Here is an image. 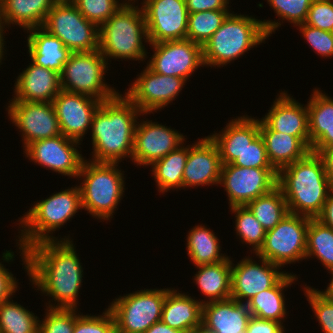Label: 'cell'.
I'll list each match as a JSON object with an SVG mask.
<instances>
[{
  "instance_id": "obj_1",
  "label": "cell",
  "mask_w": 333,
  "mask_h": 333,
  "mask_svg": "<svg viewBox=\"0 0 333 333\" xmlns=\"http://www.w3.org/2000/svg\"><path fill=\"white\" fill-rule=\"evenodd\" d=\"M72 242L68 236L40 241L27 249L18 245L29 280L58 303L49 301L47 308L77 309L83 269Z\"/></svg>"
},
{
  "instance_id": "obj_2",
  "label": "cell",
  "mask_w": 333,
  "mask_h": 333,
  "mask_svg": "<svg viewBox=\"0 0 333 333\" xmlns=\"http://www.w3.org/2000/svg\"><path fill=\"white\" fill-rule=\"evenodd\" d=\"M140 114L143 113L122 94L102 101L92 118L91 161L119 163L125 157L132 159L136 119Z\"/></svg>"
},
{
  "instance_id": "obj_3",
  "label": "cell",
  "mask_w": 333,
  "mask_h": 333,
  "mask_svg": "<svg viewBox=\"0 0 333 333\" xmlns=\"http://www.w3.org/2000/svg\"><path fill=\"white\" fill-rule=\"evenodd\" d=\"M277 186L282 190L291 214L317 218L333 188L322 158L310 151L302 159L278 172Z\"/></svg>"
},
{
  "instance_id": "obj_4",
  "label": "cell",
  "mask_w": 333,
  "mask_h": 333,
  "mask_svg": "<svg viewBox=\"0 0 333 333\" xmlns=\"http://www.w3.org/2000/svg\"><path fill=\"white\" fill-rule=\"evenodd\" d=\"M279 21L257 20L252 16L230 13L223 24L202 45L204 65L221 67L236 60L239 56L264 42Z\"/></svg>"
},
{
  "instance_id": "obj_5",
  "label": "cell",
  "mask_w": 333,
  "mask_h": 333,
  "mask_svg": "<svg viewBox=\"0 0 333 333\" xmlns=\"http://www.w3.org/2000/svg\"><path fill=\"white\" fill-rule=\"evenodd\" d=\"M122 6L99 27V50L108 58L143 61L147 56L143 39L148 42L144 11L130 3ZM143 38V39H142Z\"/></svg>"
},
{
  "instance_id": "obj_6",
  "label": "cell",
  "mask_w": 333,
  "mask_h": 333,
  "mask_svg": "<svg viewBox=\"0 0 333 333\" xmlns=\"http://www.w3.org/2000/svg\"><path fill=\"white\" fill-rule=\"evenodd\" d=\"M80 209L82 205L79 186L65 189L50 195L47 199L37 201L19 220L23 230L20 229L21 234L17 244L27 249L40 241L58 240V237L50 234L57 228L60 229Z\"/></svg>"
},
{
  "instance_id": "obj_7",
  "label": "cell",
  "mask_w": 333,
  "mask_h": 333,
  "mask_svg": "<svg viewBox=\"0 0 333 333\" xmlns=\"http://www.w3.org/2000/svg\"><path fill=\"white\" fill-rule=\"evenodd\" d=\"M119 163L94 162L84 159L78 178L82 209L97 219L110 220L124 192V177Z\"/></svg>"
},
{
  "instance_id": "obj_8",
  "label": "cell",
  "mask_w": 333,
  "mask_h": 333,
  "mask_svg": "<svg viewBox=\"0 0 333 333\" xmlns=\"http://www.w3.org/2000/svg\"><path fill=\"white\" fill-rule=\"evenodd\" d=\"M107 70V61L99 49L93 52L71 53L60 73L61 89L85 94L100 101L109 100L118 92L103 82Z\"/></svg>"
},
{
  "instance_id": "obj_9",
  "label": "cell",
  "mask_w": 333,
  "mask_h": 333,
  "mask_svg": "<svg viewBox=\"0 0 333 333\" xmlns=\"http://www.w3.org/2000/svg\"><path fill=\"white\" fill-rule=\"evenodd\" d=\"M72 53L99 49V27L87 20L71 1H57L42 25Z\"/></svg>"
},
{
  "instance_id": "obj_10",
  "label": "cell",
  "mask_w": 333,
  "mask_h": 333,
  "mask_svg": "<svg viewBox=\"0 0 333 333\" xmlns=\"http://www.w3.org/2000/svg\"><path fill=\"white\" fill-rule=\"evenodd\" d=\"M165 289H144L119 296L108 306L115 319L117 333H144L161 321Z\"/></svg>"
},
{
  "instance_id": "obj_11",
  "label": "cell",
  "mask_w": 333,
  "mask_h": 333,
  "mask_svg": "<svg viewBox=\"0 0 333 333\" xmlns=\"http://www.w3.org/2000/svg\"><path fill=\"white\" fill-rule=\"evenodd\" d=\"M309 217L288 213L273 229L266 231L262 248L256 254L284 267L306 259Z\"/></svg>"
},
{
  "instance_id": "obj_12",
  "label": "cell",
  "mask_w": 333,
  "mask_h": 333,
  "mask_svg": "<svg viewBox=\"0 0 333 333\" xmlns=\"http://www.w3.org/2000/svg\"><path fill=\"white\" fill-rule=\"evenodd\" d=\"M274 168H248L222 164L220 182L228 195L229 207L245 206L277 187Z\"/></svg>"
},
{
  "instance_id": "obj_13",
  "label": "cell",
  "mask_w": 333,
  "mask_h": 333,
  "mask_svg": "<svg viewBox=\"0 0 333 333\" xmlns=\"http://www.w3.org/2000/svg\"><path fill=\"white\" fill-rule=\"evenodd\" d=\"M148 43L186 39L188 10L185 0H144Z\"/></svg>"
},
{
  "instance_id": "obj_14",
  "label": "cell",
  "mask_w": 333,
  "mask_h": 333,
  "mask_svg": "<svg viewBox=\"0 0 333 333\" xmlns=\"http://www.w3.org/2000/svg\"><path fill=\"white\" fill-rule=\"evenodd\" d=\"M154 54L147 66L158 74L187 79L200 66L203 67L202 45L189 39L149 43Z\"/></svg>"
},
{
  "instance_id": "obj_15",
  "label": "cell",
  "mask_w": 333,
  "mask_h": 333,
  "mask_svg": "<svg viewBox=\"0 0 333 333\" xmlns=\"http://www.w3.org/2000/svg\"><path fill=\"white\" fill-rule=\"evenodd\" d=\"M185 83L183 78L158 74L146 66L124 95L145 115L170 104Z\"/></svg>"
},
{
  "instance_id": "obj_16",
  "label": "cell",
  "mask_w": 333,
  "mask_h": 333,
  "mask_svg": "<svg viewBox=\"0 0 333 333\" xmlns=\"http://www.w3.org/2000/svg\"><path fill=\"white\" fill-rule=\"evenodd\" d=\"M10 101L8 116L22 132L24 148L32 142L62 135L52 102Z\"/></svg>"
},
{
  "instance_id": "obj_17",
  "label": "cell",
  "mask_w": 333,
  "mask_h": 333,
  "mask_svg": "<svg viewBox=\"0 0 333 333\" xmlns=\"http://www.w3.org/2000/svg\"><path fill=\"white\" fill-rule=\"evenodd\" d=\"M77 145L79 141L58 135L28 144L24 153L38 165L65 176L78 177L84 157Z\"/></svg>"
},
{
  "instance_id": "obj_18",
  "label": "cell",
  "mask_w": 333,
  "mask_h": 333,
  "mask_svg": "<svg viewBox=\"0 0 333 333\" xmlns=\"http://www.w3.org/2000/svg\"><path fill=\"white\" fill-rule=\"evenodd\" d=\"M260 258L261 265L245 257L236 265L231 260V298L247 303L263 290L272 288L286 273L280 266Z\"/></svg>"
},
{
  "instance_id": "obj_19",
  "label": "cell",
  "mask_w": 333,
  "mask_h": 333,
  "mask_svg": "<svg viewBox=\"0 0 333 333\" xmlns=\"http://www.w3.org/2000/svg\"><path fill=\"white\" fill-rule=\"evenodd\" d=\"M185 141L178 131L157 122L141 121L136 125L132 162L137 165H152L176 150Z\"/></svg>"
},
{
  "instance_id": "obj_20",
  "label": "cell",
  "mask_w": 333,
  "mask_h": 333,
  "mask_svg": "<svg viewBox=\"0 0 333 333\" xmlns=\"http://www.w3.org/2000/svg\"><path fill=\"white\" fill-rule=\"evenodd\" d=\"M102 101L79 93L61 90L53 99L61 134L65 137L82 141L92 118Z\"/></svg>"
},
{
  "instance_id": "obj_21",
  "label": "cell",
  "mask_w": 333,
  "mask_h": 333,
  "mask_svg": "<svg viewBox=\"0 0 333 333\" xmlns=\"http://www.w3.org/2000/svg\"><path fill=\"white\" fill-rule=\"evenodd\" d=\"M221 159L217 145L209 136L188 145V158L183 171V188L219 184Z\"/></svg>"
},
{
  "instance_id": "obj_22",
  "label": "cell",
  "mask_w": 333,
  "mask_h": 333,
  "mask_svg": "<svg viewBox=\"0 0 333 333\" xmlns=\"http://www.w3.org/2000/svg\"><path fill=\"white\" fill-rule=\"evenodd\" d=\"M262 120L273 131L300 138L311 148L307 104L303 107L287 92L280 93Z\"/></svg>"
},
{
  "instance_id": "obj_23",
  "label": "cell",
  "mask_w": 333,
  "mask_h": 333,
  "mask_svg": "<svg viewBox=\"0 0 333 333\" xmlns=\"http://www.w3.org/2000/svg\"><path fill=\"white\" fill-rule=\"evenodd\" d=\"M246 303L233 298L204 301L202 325L213 333H245L251 318Z\"/></svg>"
},
{
  "instance_id": "obj_24",
  "label": "cell",
  "mask_w": 333,
  "mask_h": 333,
  "mask_svg": "<svg viewBox=\"0 0 333 333\" xmlns=\"http://www.w3.org/2000/svg\"><path fill=\"white\" fill-rule=\"evenodd\" d=\"M12 100L27 102H53L62 90L60 74L33 62L18 76Z\"/></svg>"
},
{
  "instance_id": "obj_25",
  "label": "cell",
  "mask_w": 333,
  "mask_h": 333,
  "mask_svg": "<svg viewBox=\"0 0 333 333\" xmlns=\"http://www.w3.org/2000/svg\"><path fill=\"white\" fill-rule=\"evenodd\" d=\"M225 129L209 137L217 145L222 164H231L260 134L259 120L248 115L232 119Z\"/></svg>"
},
{
  "instance_id": "obj_26",
  "label": "cell",
  "mask_w": 333,
  "mask_h": 333,
  "mask_svg": "<svg viewBox=\"0 0 333 333\" xmlns=\"http://www.w3.org/2000/svg\"><path fill=\"white\" fill-rule=\"evenodd\" d=\"M307 102L311 151L320 153L333 145V99L318 89Z\"/></svg>"
},
{
  "instance_id": "obj_27",
  "label": "cell",
  "mask_w": 333,
  "mask_h": 333,
  "mask_svg": "<svg viewBox=\"0 0 333 333\" xmlns=\"http://www.w3.org/2000/svg\"><path fill=\"white\" fill-rule=\"evenodd\" d=\"M259 130L268 160L277 172L302 159L311 151L302 139L273 131L262 119L259 120Z\"/></svg>"
},
{
  "instance_id": "obj_28",
  "label": "cell",
  "mask_w": 333,
  "mask_h": 333,
  "mask_svg": "<svg viewBox=\"0 0 333 333\" xmlns=\"http://www.w3.org/2000/svg\"><path fill=\"white\" fill-rule=\"evenodd\" d=\"M28 30L27 46L32 62L60 74L72 52L42 27Z\"/></svg>"
},
{
  "instance_id": "obj_29",
  "label": "cell",
  "mask_w": 333,
  "mask_h": 333,
  "mask_svg": "<svg viewBox=\"0 0 333 333\" xmlns=\"http://www.w3.org/2000/svg\"><path fill=\"white\" fill-rule=\"evenodd\" d=\"M203 300L168 289L163 304L161 321L171 328L187 333L202 325Z\"/></svg>"
},
{
  "instance_id": "obj_30",
  "label": "cell",
  "mask_w": 333,
  "mask_h": 333,
  "mask_svg": "<svg viewBox=\"0 0 333 333\" xmlns=\"http://www.w3.org/2000/svg\"><path fill=\"white\" fill-rule=\"evenodd\" d=\"M56 0H0L1 20L24 30L42 27Z\"/></svg>"
},
{
  "instance_id": "obj_31",
  "label": "cell",
  "mask_w": 333,
  "mask_h": 333,
  "mask_svg": "<svg viewBox=\"0 0 333 333\" xmlns=\"http://www.w3.org/2000/svg\"><path fill=\"white\" fill-rule=\"evenodd\" d=\"M296 279H298L296 275L286 272L272 288L263 290L252 297L246 303L251 315L283 323L282 320L287 314L283 290L292 285Z\"/></svg>"
},
{
  "instance_id": "obj_32",
  "label": "cell",
  "mask_w": 333,
  "mask_h": 333,
  "mask_svg": "<svg viewBox=\"0 0 333 333\" xmlns=\"http://www.w3.org/2000/svg\"><path fill=\"white\" fill-rule=\"evenodd\" d=\"M195 282L208 302L231 298V260L196 266Z\"/></svg>"
},
{
  "instance_id": "obj_33",
  "label": "cell",
  "mask_w": 333,
  "mask_h": 333,
  "mask_svg": "<svg viewBox=\"0 0 333 333\" xmlns=\"http://www.w3.org/2000/svg\"><path fill=\"white\" fill-rule=\"evenodd\" d=\"M220 240L215 233L202 224L191 229L187 236V254L194 265H205L226 260L222 253Z\"/></svg>"
},
{
  "instance_id": "obj_34",
  "label": "cell",
  "mask_w": 333,
  "mask_h": 333,
  "mask_svg": "<svg viewBox=\"0 0 333 333\" xmlns=\"http://www.w3.org/2000/svg\"><path fill=\"white\" fill-rule=\"evenodd\" d=\"M187 158L188 145L180 146L151 165L159 192L183 188V171Z\"/></svg>"
},
{
  "instance_id": "obj_35",
  "label": "cell",
  "mask_w": 333,
  "mask_h": 333,
  "mask_svg": "<svg viewBox=\"0 0 333 333\" xmlns=\"http://www.w3.org/2000/svg\"><path fill=\"white\" fill-rule=\"evenodd\" d=\"M245 206L266 231L273 229L289 213L284 194L278 186Z\"/></svg>"
},
{
  "instance_id": "obj_36",
  "label": "cell",
  "mask_w": 333,
  "mask_h": 333,
  "mask_svg": "<svg viewBox=\"0 0 333 333\" xmlns=\"http://www.w3.org/2000/svg\"><path fill=\"white\" fill-rule=\"evenodd\" d=\"M316 256L330 271L333 268V229L310 218L306 238V258Z\"/></svg>"
},
{
  "instance_id": "obj_37",
  "label": "cell",
  "mask_w": 333,
  "mask_h": 333,
  "mask_svg": "<svg viewBox=\"0 0 333 333\" xmlns=\"http://www.w3.org/2000/svg\"><path fill=\"white\" fill-rule=\"evenodd\" d=\"M40 319L11 298L0 303V333H38Z\"/></svg>"
},
{
  "instance_id": "obj_38",
  "label": "cell",
  "mask_w": 333,
  "mask_h": 333,
  "mask_svg": "<svg viewBox=\"0 0 333 333\" xmlns=\"http://www.w3.org/2000/svg\"><path fill=\"white\" fill-rule=\"evenodd\" d=\"M229 10H207L188 14L186 38L203 45L223 24Z\"/></svg>"
},
{
  "instance_id": "obj_39",
  "label": "cell",
  "mask_w": 333,
  "mask_h": 333,
  "mask_svg": "<svg viewBox=\"0 0 333 333\" xmlns=\"http://www.w3.org/2000/svg\"><path fill=\"white\" fill-rule=\"evenodd\" d=\"M230 209L236 214L235 229L241 242L252 245L257 254L264 244L266 230L246 206H232Z\"/></svg>"
},
{
  "instance_id": "obj_40",
  "label": "cell",
  "mask_w": 333,
  "mask_h": 333,
  "mask_svg": "<svg viewBox=\"0 0 333 333\" xmlns=\"http://www.w3.org/2000/svg\"><path fill=\"white\" fill-rule=\"evenodd\" d=\"M80 13L90 22L100 27L123 3L119 0H72Z\"/></svg>"
},
{
  "instance_id": "obj_41",
  "label": "cell",
  "mask_w": 333,
  "mask_h": 333,
  "mask_svg": "<svg viewBox=\"0 0 333 333\" xmlns=\"http://www.w3.org/2000/svg\"><path fill=\"white\" fill-rule=\"evenodd\" d=\"M304 292L321 325V330L324 333H333V296L306 285Z\"/></svg>"
},
{
  "instance_id": "obj_42",
  "label": "cell",
  "mask_w": 333,
  "mask_h": 333,
  "mask_svg": "<svg viewBox=\"0 0 333 333\" xmlns=\"http://www.w3.org/2000/svg\"><path fill=\"white\" fill-rule=\"evenodd\" d=\"M45 318L39 321L38 333H73L75 310L64 308H47Z\"/></svg>"
},
{
  "instance_id": "obj_43",
  "label": "cell",
  "mask_w": 333,
  "mask_h": 333,
  "mask_svg": "<svg viewBox=\"0 0 333 333\" xmlns=\"http://www.w3.org/2000/svg\"><path fill=\"white\" fill-rule=\"evenodd\" d=\"M269 6L282 20L293 23L294 26L304 24L313 0H267Z\"/></svg>"
},
{
  "instance_id": "obj_44",
  "label": "cell",
  "mask_w": 333,
  "mask_h": 333,
  "mask_svg": "<svg viewBox=\"0 0 333 333\" xmlns=\"http://www.w3.org/2000/svg\"><path fill=\"white\" fill-rule=\"evenodd\" d=\"M75 311V325L73 333H114L115 319L107 308L102 315H80Z\"/></svg>"
},
{
  "instance_id": "obj_45",
  "label": "cell",
  "mask_w": 333,
  "mask_h": 333,
  "mask_svg": "<svg viewBox=\"0 0 333 333\" xmlns=\"http://www.w3.org/2000/svg\"><path fill=\"white\" fill-rule=\"evenodd\" d=\"M231 164L248 168H273L268 160L265 143L260 134Z\"/></svg>"
},
{
  "instance_id": "obj_46",
  "label": "cell",
  "mask_w": 333,
  "mask_h": 333,
  "mask_svg": "<svg viewBox=\"0 0 333 333\" xmlns=\"http://www.w3.org/2000/svg\"><path fill=\"white\" fill-rule=\"evenodd\" d=\"M304 24L333 32V0H313Z\"/></svg>"
},
{
  "instance_id": "obj_47",
  "label": "cell",
  "mask_w": 333,
  "mask_h": 333,
  "mask_svg": "<svg viewBox=\"0 0 333 333\" xmlns=\"http://www.w3.org/2000/svg\"><path fill=\"white\" fill-rule=\"evenodd\" d=\"M299 30L310 44L309 46L322 57L333 56V32L321 30L306 24H300Z\"/></svg>"
},
{
  "instance_id": "obj_48",
  "label": "cell",
  "mask_w": 333,
  "mask_h": 333,
  "mask_svg": "<svg viewBox=\"0 0 333 333\" xmlns=\"http://www.w3.org/2000/svg\"><path fill=\"white\" fill-rule=\"evenodd\" d=\"M283 323L251 316L245 333H285Z\"/></svg>"
},
{
  "instance_id": "obj_49",
  "label": "cell",
  "mask_w": 333,
  "mask_h": 333,
  "mask_svg": "<svg viewBox=\"0 0 333 333\" xmlns=\"http://www.w3.org/2000/svg\"><path fill=\"white\" fill-rule=\"evenodd\" d=\"M188 13L207 10H229V0H185Z\"/></svg>"
},
{
  "instance_id": "obj_50",
  "label": "cell",
  "mask_w": 333,
  "mask_h": 333,
  "mask_svg": "<svg viewBox=\"0 0 333 333\" xmlns=\"http://www.w3.org/2000/svg\"><path fill=\"white\" fill-rule=\"evenodd\" d=\"M17 287L16 277L0 262V303L11 298Z\"/></svg>"
},
{
  "instance_id": "obj_51",
  "label": "cell",
  "mask_w": 333,
  "mask_h": 333,
  "mask_svg": "<svg viewBox=\"0 0 333 333\" xmlns=\"http://www.w3.org/2000/svg\"><path fill=\"white\" fill-rule=\"evenodd\" d=\"M324 225L333 229V188L330 190L324 203L321 214L317 217Z\"/></svg>"
},
{
  "instance_id": "obj_52",
  "label": "cell",
  "mask_w": 333,
  "mask_h": 333,
  "mask_svg": "<svg viewBox=\"0 0 333 333\" xmlns=\"http://www.w3.org/2000/svg\"><path fill=\"white\" fill-rule=\"evenodd\" d=\"M319 155L324 162L326 174L333 185V145L323 149Z\"/></svg>"
},
{
  "instance_id": "obj_53",
  "label": "cell",
  "mask_w": 333,
  "mask_h": 333,
  "mask_svg": "<svg viewBox=\"0 0 333 333\" xmlns=\"http://www.w3.org/2000/svg\"><path fill=\"white\" fill-rule=\"evenodd\" d=\"M144 333H185L178 329L171 328L162 321L154 323L147 331Z\"/></svg>"
},
{
  "instance_id": "obj_54",
  "label": "cell",
  "mask_w": 333,
  "mask_h": 333,
  "mask_svg": "<svg viewBox=\"0 0 333 333\" xmlns=\"http://www.w3.org/2000/svg\"><path fill=\"white\" fill-rule=\"evenodd\" d=\"M5 23L1 20L0 21V63H2L1 61H2V59H3V56H4V35L3 34H5L3 31H4V28H5Z\"/></svg>"
},
{
  "instance_id": "obj_55",
  "label": "cell",
  "mask_w": 333,
  "mask_h": 333,
  "mask_svg": "<svg viewBox=\"0 0 333 333\" xmlns=\"http://www.w3.org/2000/svg\"><path fill=\"white\" fill-rule=\"evenodd\" d=\"M187 333H213V332L205 328L203 325H200L188 331Z\"/></svg>"
},
{
  "instance_id": "obj_56",
  "label": "cell",
  "mask_w": 333,
  "mask_h": 333,
  "mask_svg": "<svg viewBox=\"0 0 333 333\" xmlns=\"http://www.w3.org/2000/svg\"><path fill=\"white\" fill-rule=\"evenodd\" d=\"M330 272H331L330 274H332L331 281H330L326 291H322V292L327 295L333 296V268L330 270Z\"/></svg>"
},
{
  "instance_id": "obj_57",
  "label": "cell",
  "mask_w": 333,
  "mask_h": 333,
  "mask_svg": "<svg viewBox=\"0 0 333 333\" xmlns=\"http://www.w3.org/2000/svg\"><path fill=\"white\" fill-rule=\"evenodd\" d=\"M56 1H72V0H56Z\"/></svg>"
}]
</instances>
